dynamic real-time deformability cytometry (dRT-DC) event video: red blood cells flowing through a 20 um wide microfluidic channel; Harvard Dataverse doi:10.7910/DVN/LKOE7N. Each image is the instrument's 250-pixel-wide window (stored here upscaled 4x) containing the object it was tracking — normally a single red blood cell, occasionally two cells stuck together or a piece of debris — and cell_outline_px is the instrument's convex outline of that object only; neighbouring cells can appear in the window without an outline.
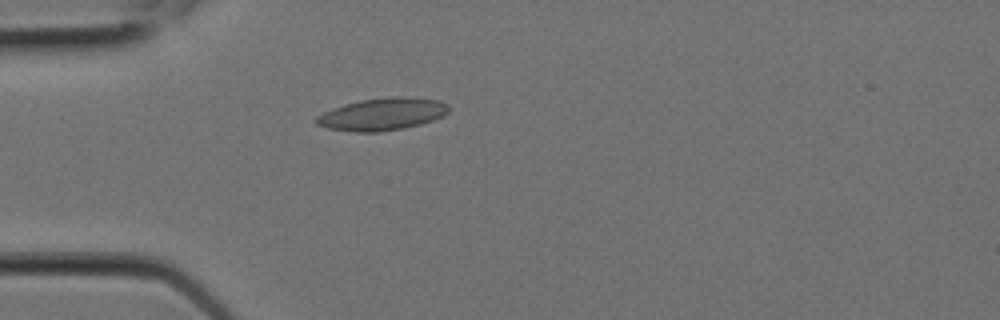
{"species": "Egyptian fruit bat (a non-hibernating species)", "species_latin": "Rousettus aegyptiacus", "temperature_condition": "room temperature", "stored_images_in_passage": 8, "camera_frame_rate_fps": 3000, "um_per_image_px": 0.085, "animal": {"sex": "female"}, "frame": {"image": 1, "passage_image": 3, "time_ms": 0.667, "image_size_px": [1000, 320], "cell_outline_px": [[452, 108], [444, 116], [420, 124], [404, 128], [380, 132], [356, 132], [328, 128], [316, 124], [312, 120], [316, 116], [324, 112], [344, 104], [360, 100], [396, 96], [404, 96], [440, 100], [448, 104]], "centroid_in_image_um": [32.52, 9.7], "position_along_channel_um": 52.5, "area_um2": 25.14}}
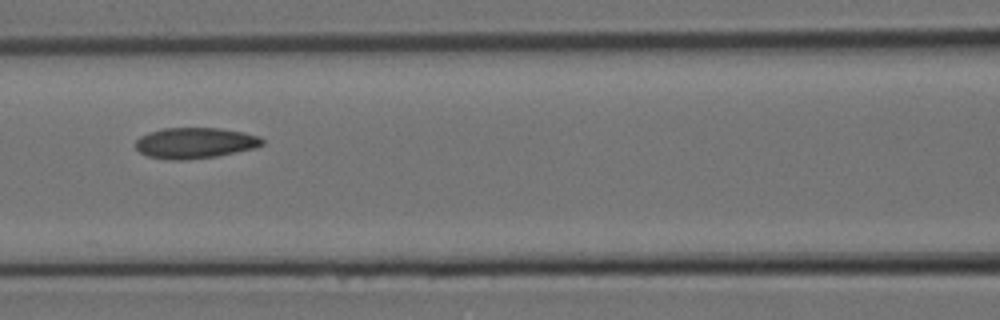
{"frame": {"image": 2, "passage_image": 6, "time_ms": 1.667, "image_size_px": [1000, 320], "cell_outline_px": [[264, 144], [256, 148], [216, 156], [184, 160], [172, 160], [148, 156], [140, 152], [136, 148], [136, 140], [140, 136], [148, 132], [164, 128], [220, 128], [244, 132], [260, 136], [264, 140]], "centroid_in_image_um": [16.6, 12.15], "position_along_channel_um": 150.0, "area_um2": 22.83}}
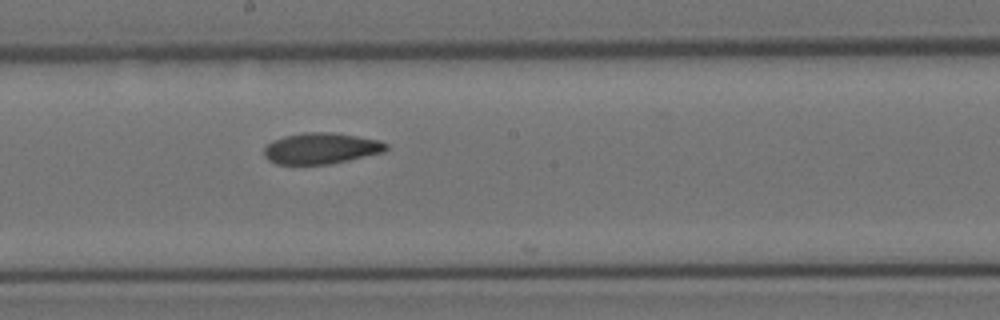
{"frame": {"image": 3, "passage_image": 8, "time_ms": 2.333, "image_size_px": [1000, 320], "cell_outline_px": [[388, 148], [384, 152], [332, 164], [276, 164], [268, 160], [264, 156], [264, 148], [272, 140], [284, 136], [304, 132], [332, 132], [380, 140], [388, 144]], "centroid_in_image_um": [27.29, 12.61], "position_along_channel_um": 220.9, "area_um2": 22.25}}